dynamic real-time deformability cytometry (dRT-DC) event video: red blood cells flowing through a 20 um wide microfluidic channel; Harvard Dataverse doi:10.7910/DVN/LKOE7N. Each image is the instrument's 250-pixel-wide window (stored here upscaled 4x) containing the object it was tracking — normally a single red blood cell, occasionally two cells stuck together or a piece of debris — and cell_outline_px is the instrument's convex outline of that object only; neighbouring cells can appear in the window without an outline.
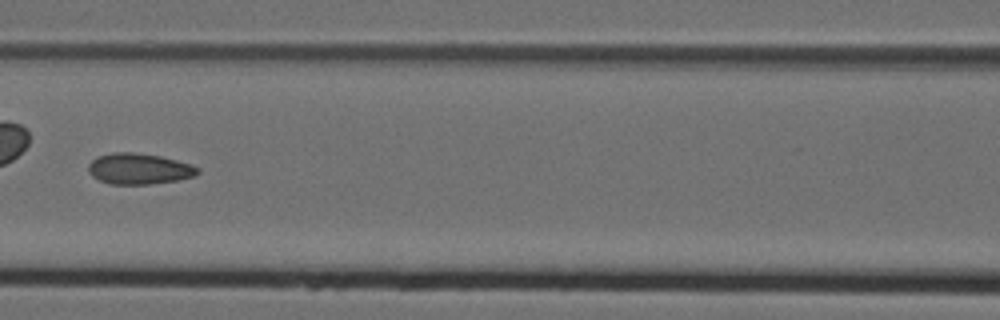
{"species": "Egyptian fruit bat (a non-hibernating species)", "species_latin": "Rousettus aegyptiacus", "temperature_condition": "cold", "stored_images_in_passage": 6, "camera_frame_rate_fps": 3000, "um_per_image_px": 0.085, "animal": {"sex": "female"}, "frame": {"image": 1, "passage_image": 5, "time_ms": 1.333, "image_size_px": [1000, 320], "cell_outline_px": [[200, 172], [196, 176], [180, 180], [148, 184], [108, 184], [92, 176], [88, 172], [88, 164], [96, 156], [112, 152], [132, 152], [160, 156], [192, 164], [200, 168]], "centroid_in_image_um": [11.83, 14.35], "position_along_channel_um": 154.8, "area_um2": 19.94}}
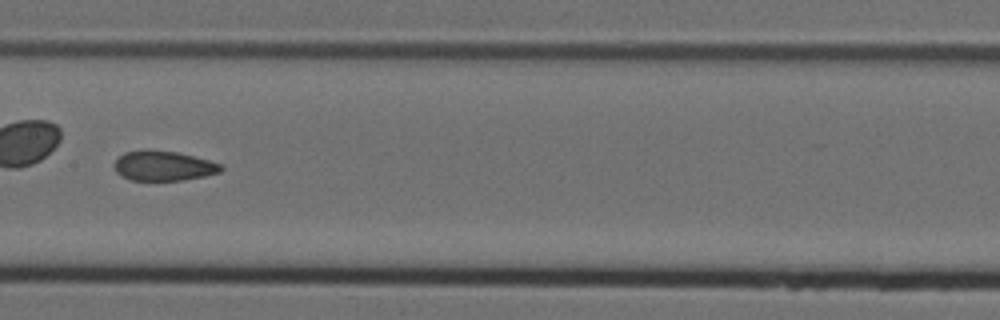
{"frame": {"image": 2, "passage_image": 6, "time_ms": 1.667, "image_size_px": [1000, 320], "cell_outline_px": [[224, 168], [220, 172], [204, 176], [180, 180], [132, 180], [120, 176], [116, 172], [112, 164], [124, 152], [148, 148], [176, 152], [208, 160], [220, 164]], "centroid_in_image_um": [13.84, 14.08], "position_along_channel_um": 193.6, "area_um2": 18.67}}